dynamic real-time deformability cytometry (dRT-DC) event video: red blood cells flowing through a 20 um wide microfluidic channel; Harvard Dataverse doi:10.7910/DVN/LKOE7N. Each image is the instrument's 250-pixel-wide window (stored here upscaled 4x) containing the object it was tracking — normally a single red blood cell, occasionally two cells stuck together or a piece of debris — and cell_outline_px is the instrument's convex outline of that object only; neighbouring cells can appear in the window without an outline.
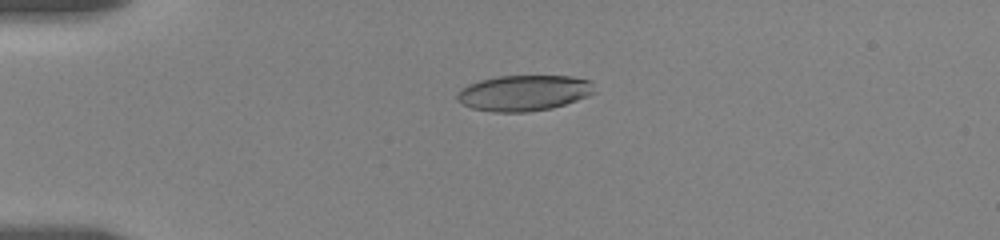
{"species": "human", "species_latin": "Homo sapiens", "temperature_condition": "room temperature", "stored_images_in_passage": 10, "camera_frame_rate_fps": 3000, "um_per_image_px": 0.085, "donor": {"sex": "female"}, "frame": {"image": 1, "passage_image": 6, "time_ms": 4.0, "image_size_px": [1000, 240], "cell_outline_px": [[596, 92], [588, 96], [552, 108], [528, 112], [492, 112], [472, 108], [464, 104], [456, 96], [460, 88], [468, 84], [480, 80], [496, 76], [572, 76], [592, 80]], "centroid_in_image_um": [44.56, 7.89], "position_along_channel_um": 40.4, "area_um2": 28.73}}
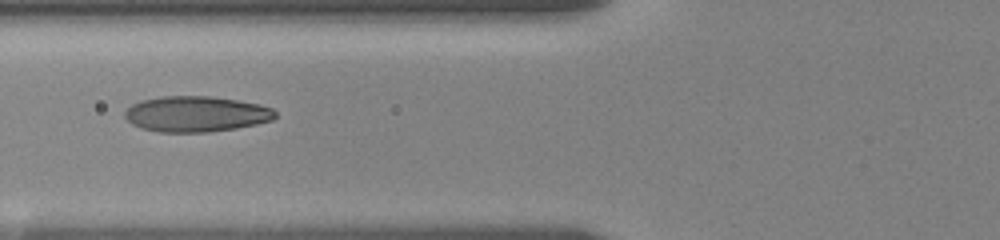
{"frame": {"image": 2, "passage_image": 9, "time_ms": 7.0, "image_size_px": [1000, 240], "cell_outline_px": [[276, 116], [272, 120], [256, 124], [236, 128], [208, 132], [160, 132], [140, 128], [132, 124], [124, 116], [124, 112], [132, 104], [140, 100], [160, 96], [212, 96], [260, 104], [272, 108], [276, 112]], "centroid_in_image_um": [16.65, 9.68], "position_along_channel_um": 109.1, "area_um2": 31.39}}